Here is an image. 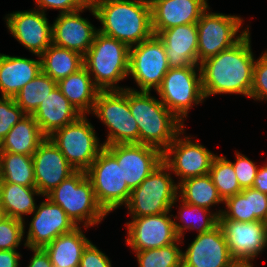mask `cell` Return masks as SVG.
<instances>
[{
  "mask_svg": "<svg viewBox=\"0 0 267 267\" xmlns=\"http://www.w3.org/2000/svg\"><path fill=\"white\" fill-rule=\"evenodd\" d=\"M32 116L39 125L42 134L49 137L56 130L76 121L81 114L56 87L41 102Z\"/></svg>",
  "mask_w": 267,
  "mask_h": 267,
  "instance_id": "cell-25",
  "label": "cell"
},
{
  "mask_svg": "<svg viewBox=\"0 0 267 267\" xmlns=\"http://www.w3.org/2000/svg\"><path fill=\"white\" fill-rule=\"evenodd\" d=\"M209 0H164L151 8L153 35L174 26L196 24Z\"/></svg>",
  "mask_w": 267,
  "mask_h": 267,
  "instance_id": "cell-23",
  "label": "cell"
},
{
  "mask_svg": "<svg viewBox=\"0 0 267 267\" xmlns=\"http://www.w3.org/2000/svg\"><path fill=\"white\" fill-rule=\"evenodd\" d=\"M46 137L32 115L22 118L0 143V151L32 156Z\"/></svg>",
  "mask_w": 267,
  "mask_h": 267,
  "instance_id": "cell-31",
  "label": "cell"
},
{
  "mask_svg": "<svg viewBox=\"0 0 267 267\" xmlns=\"http://www.w3.org/2000/svg\"><path fill=\"white\" fill-rule=\"evenodd\" d=\"M4 217V213L2 212V210L0 209V220Z\"/></svg>",
  "mask_w": 267,
  "mask_h": 267,
  "instance_id": "cell-51",
  "label": "cell"
},
{
  "mask_svg": "<svg viewBox=\"0 0 267 267\" xmlns=\"http://www.w3.org/2000/svg\"><path fill=\"white\" fill-rule=\"evenodd\" d=\"M209 175L223 201L243 190L238 183L236 173L227 155L221 153L214 157Z\"/></svg>",
  "mask_w": 267,
  "mask_h": 267,
  "instance_id": "cell-36",
  "label": "cell"
},
{
  "mask_svg": "<svg viewBox=\"0 0 267 267\" xmlns=\"http://www.w3.org/2000/svg\"><path fill=\"white\" fill-rule=\"evenodd\" d=\"M264 224H265V226L267 227V215H266V218H265V220H264Z\"/></svg>",
  "mask_w": 267,
  "mask_h": 267,
  "instance_id": "cell-52",
  "label": "cell"
},
{
  "mask_svg": "<svg viewBox=\"0 0 267 267\" xmlns=\"http://www.w3.org/2000/svg\"><path fill=\"white\" fill-rule=\"evenodd\" d=\"M212 11L210 5L196 23L198 65L221 51L233 47L251 30L252 21L250 20L254 19L251 16L247 21L240 14Z\"/></svg>",
  "mask_w": 267,
  "mask_h": 267,
  "instance_id": "cell-6",
  "label": "cell"
},
{
  "mask_svg": "<svg viewBox=\"0 0 267 267\" xmlns=\"http://www.w3.org/2000/svg\"><path fill=\"white\" fill-rule=\"evenodd\" d=\"M23 222L25 244L29 248H43L77 227L66 212L46 196Z\"/></svg>",
  "mask_w": 267,
  "mask_h": 267,
  "instance_id": "cell-16",
  "label": "cell"
},
{
  "mask_svg": "<svg viewBox=\"0 0 267 267\" xmlns=\"http://www.w3.org/2000/svg\"><path fill=\"white\" fill-rule=\"evenodd\" d=\"M86 12L89 13V16H93V19H97L91 2L82 9L57 14L52 21V44L78 52L84 56L98 32V27L93 24L95 21H91L92 19H89V17L87 18L85 16Z\"/></svg>",
  "mask_w": 267,
  "mask_h": 267,
  "instance_id": "cell-17",
  "label": "cell"
},
{
  "mask_svg": "<svg viewBox=\"0 0 267 267\" xmlns=\"http://www.w3.org/2000/svg\"><path fill=\"white\" fill-rule=\"evenodd\" d=\"M31 56L0 52V97H14L42 71L40 56Z\"/></svg>",
  "mask_w": 267,
  "mask_h": 267,
  "instance_id": "cell-24",
  "label": "cell"
},
{
  "mask_svg": "<svg viewBox=\"0 0 267 267\" xmlns=\"http://www.w3.org/2000/svg\"><path fill=\"white\" fill-rule=\"evenodd\" d=\"M41 69L53 80L68 77L84 66L83 56L78 52L51 44L41 55Z\"/></svg>",
  "mask_w": 267,
  "mask_h": 267,
  "instance_id": "cell-32",
  "label": "cell"
},
{
  "mask_svg": "<svg viewBox=\"0 0 267 267\" xmlns=\"http://www.w3.org/2000/svg\"><path fill=\"white\" fill-rule=\"evenodd\" d=\"M98 31L132 47L153 35L151 8L144 0H91Z\"/></svg>",
  "mask_w": 267,
  "mask_h": 267,
  "instance_id": "cell-2",
  "label": "cell"
},
{
  "mask_svg": "<svg viewBox=\"0 0 267 267\" xmlns=\"http://www.w3.org/2000/svg\"><path fill=\"white\" fill-rule=\"evenodd\" d=\"M261 164H259V169L252 188L267 194V160L265 161L264 159L263 163Z\"/></svg>",
  "mask_w": 267,
  "mask_h": 267,
  "instance_id": "cell-47",
  "label": "cell"
},
{
  "mask_svg": "<svg viewBox=\"0 0 267 267\" xmlns=\"http://www.w3.org/2000/svg\"><path fill=\"white\" fill-rule=\"evenodd\" d=\"M124 243L130 252L160 248L175 243L176 234L171 211L142 216L129 217L124 223Z\"/></svg>",
  "mask_w": 267,
  "mask_h": 267,
  "instance_id": "cell-15",
  "label": "cell"
},
{
  "mask_svg": "<svg viewBox=\"0 0 267 267\" xmlns=\"http://www.w3.org/2000/svg\"><path fill=\"white\" fill-rule=\"evenodd\" d=\"M121 166L123 180L132 191L162 162L163 152L156 147L131 143L104 146Z\"/></svg>",
  "mask_w": 267,
  "mask_h": 267,
  "instance_id": "cell-18",
  "label": "cell"
},
{
  "mask_svg": "<svg viewBox=\"0 0 267 267\" xmlns=\"http://www.w3.org/2000/svg\"><path fill=\"white\" fill-rule=\"evenodd\" d=\"M25 250L24 222L3 217L0 220V250Z\"/></svg>",
  "mask_w": 267,
  "mask_h": 267,
  "instance_id": "cell-38",
  "label": "cell"
},
{
  "mask_svg": "<svg viewBox=\"0 0 267 267\" xmlns=\"http://www.w3.org/2000/svg\"><path fill=\"white\" fill-rule=\"evenodd\" d=\"M170 211L179 238H186L188 232H195V236L200 235L213 230L219 225V216L214 211L185 203L178 197Z\"/></svg>",
  "mask_w": 267,
  "mask_h": 267,
  "instance_id": "cell-26",
  "label": "cell"
},
{
  "mask_svg": "<svg viewBox=\"0 0 267 267\" xmlns=\"http://www.w3.org/2000/svg\"><path fill=\"white\" fill-rule=\"evenodd\" d=\"M219 226L233 259L257 261L267 254V227L263 221L219 220Z\"/></svg>",
  "mask_w": 267,
  "mask_h": 267,
  "instance_id": "cell-20",
  "label": "cell"
},
{
  "mask_svg": "<svg viewBox=\"0 0 267 267\" xmlns=\"http://www.w3.org/2000/svg\"><path fill=\"white\" fill-rule=\"evenodd\" d=\"M250 100L267 103V57L263 53H259L254 63Z\"/></svg>",
  "mask_w": 267,
  "mask_h": 267,
  "instance_id": "cell-41",
  "label": "cell"
},
{
  "mask_svg": "<svg viewBox=\"0 0 267 267\" xmlns=\"http://www.w3.org/2000/svg\"><path fill=\"white\" fill-rule=\"evenodd\" d=\"M265 47H267V46H265ZM265 50L264 51H262L261 53H263L266 57H267V48H264Z\"/></svg>",
  "mask_w": 267,
  "mask_h": 267,
  "instance_id": "cell-50",
  "label": "cell"
},
{
  "mask_svg": "<svg viewBox=\"0 0 267 267\" xmlns=\"http://www.w3.org/2000/svg\"><path fill=\"white\" fill-rule=\"evenodd\" d=\"M32 159L35 187L43 196L76 172L49 137L39 144Z\"/></svg>",
  "mask_w": 267,
  "mask_h": 267,
  "instance_id": "cell-21",
  "label": "cell"
},
{
  "mask_svg": "<svg viewBox=\"0 0 267 267\" xmlns=\"http://www.w3.org/2000/svg\"><path fill=\"white\" fill-rule=\"evenodd\" d=\"M46 197L59 205L76 226L99 228L109 216L98 203L86 171H76Z\"/></svg>",
  "mask_w": 267,
  "mask_h": 267,
  "instance_id": "cell-5",
  "label": "cell"
},
{
  "mask_svg": "<svg viewBox=\"0 0 267 267\" xmlns=\"http://www.w3.org/2000/svg\"><path fill=\"white\" fill-rule=\"evenodd\" d=\"M227 267H258L255 260L234 259Z\"/></svg>",
  "mask_w": 267,
  "mask_h": 267,
  "instance_id": "cell-48",
  "label": "cell"
},
{
  "mask_svg": "<svg viewBox=\"0 0 267 267\" xmlns=\"http://www.w3.org/2000/svg\"><path fill=\"white\" fill-rule=\"evenodd\" d=\"M0 182L35 187L32 156L0 151Z\"/></svg>",
  "mask_w": 267,
  "mask_h": 267,
  "instance_id": "cell-33",
  "label": "cell"
},
{
  "mask_svg": "<svg viewBox=\"0 0 267 267\" xmlns=\"http://www.w3.org/2000/svg\"><path fill=\"white\" fill-rule=\"evenodd\" d=\"M250 30L233 47L199 64L205 100L214 96H237L250 100L256 55ZM254 51V52H253Z\"/></svg>",
  "mask_w": 267,
  "mask_h": 267,
  "instance_id": "cell-1",
  "label": "cell"
},
{
  "mask_svg": "<svg viewBox=\"0 0 267 267\" xmlns=\"http://www.w3.org/2000/svg\"><path fill=\"white\" fill-rule=\"evenodd\" d=\"M27 251L30 252V254L32 253V255H30L28 258V262L26 263L27 265L25 266L23 263V258H22V262H21V266L20 267H53L49 256L47 254V252L43 249V248H29L26 247L25 248ZM23 264V265H22Z\"/></svg>",
  "mask_w": 267,
  "mask_h": 267,
  "instance_id": "cell-45",
  "label": "cell"
},
{
  "mask_svg": "<svg viewBox=\"0 0 267 267\" xmlns=\"http://www.w3.org/2000/svg\"><path fill=\"white\" fill-rule=\"evenodd\" d=\"M57 87L81 115L92 113L100 90L84 66L68 77L59 80Z\"/></svg>",
  "mask_w": 267,
  "mask_h": 267,
  "instance_id": "cell-29",
  "label": "cell"
},
{
  "mask_svg": "<svg viewBox=\"0 0 267 267\" xmlns=\"http://www.w3.org/2000/svg\"><path fill=\"white\" fill-rule=\"evenodd\" d=\"M42 197L36 187L0 182V209L5 217L24 221L34 212Z\"/></svg>",
  "mask_w": 267,
  "mask_h": 267,
  "instance_id": "cell-28",
  "label": "cell"
},
{
  "mask_svg": "<svg viewBox=\"0 0 267 267\" xmlns=\"http://www.w3.org/2000/svg\"><path fill=\"white\" fill-rule=\"evenodd\" d=\"M22 258L21 250H0V267H20Z\"/></svg>",
  "mask_w": 267,
  "mask_h": 267,
  "instance_id": "cell-46",
  "label": "cell"
},
{
  "mask_svg": "<svg viewBox=\"0 0 267 267\" xmlns=\"http://www.w3.org/2000/svg\"><path fill=\"white\" fill-rule=\"evenodd\" d=\"M146 2V4L152 8L155 4L162 2L164 0H144Z\"/></svg>",
  "mask_w": 267,
  "mask_h": 267,
  "instance_id": "cell-49",
  "label": "cell"
},
{
  "mask_svg": "<svg viewBox=\"0 0 267 267\" xmlns=\"http://www.w3.org/2000/svg\"><path fill=\"white\" fill-rule=\"evenodd\" d=\"M27 114L14 97H0V143L8 132Z\"/></svg>",
  "mask_w": 267,
  "mask_h": 267,
  "instance_id": "cell-40",
  "label": "cell"
},
{
  "mask_svg": "<svg viewBox=\"0 0 267 267\" xmlns=\"http://www.w3.org/2000/svg\"><path fill=\"white\" fill-rule=\"evenodd\" d=\"M251 214H254V221H263L267 215V194L255 188H250Z\"/></svg>",
  "mask_w": 267,
  "mask_h": 267,
  "instance_id": "cell-44",
  "label": "cell"
},
{
  "mask_svg": "<svg viewBox=\"0 0 267 267\" xmlns=\"http://www.w3.org/2000/svg\"><path fill=\"white\" fill-rule=\"evenodd\" d=\"M129 59V46L98 31L83 63L100 91H122L128 86L122 82L128 81Z\"/></svg>",
  "mask_w": 267,
  "mask_h": 267,
  "instance_id": "cell-4",
  "label": "cell"
},
{
  "mask_svg": "<svg viewBox=\"0 0 267 267\" xmlns=\"http://www.w3.org/2000/svg\"><path fill=\"white\" fill-rule=\"evenodd\" d=\"M129 108L139 128V144L156 147L162 152L186 127L154 92L129 89Z\"/></svg>",
  "mask_w": 267,
  "mask_h": 267,
  "instance_id": "cell-3",
  "label": "cell"
},
{
  "mask_svg": "<svg viewBox=\"0 0 267 267\" xmlns=\"http://www.w3.org/2000/svg\"><path fill=\"white\" fill-rule=\"evenodd\" d=\"M41 10H13L3 15L7 33L31 55L40 56L52 44V21ZM51 21V22H50Z\"/></svg>",
  "mask_w": 267,
  "mask_h": 267,
  "instance_id": "cell-14",
  "label": "cell"
},
{
  "mask_svg": "<svg viewBox=\"0 0 267 267\" xmlns=\"http://www.w3.org/2000/svg\"><path fill=\"white\" fill-rule=\"evenodd\" d=\"M219 220L254 221V214H251L250 206V188H245L240 193L224 200Z\"/></svg>",
  "mask_w": 267,
  "mask_h": 267,
  "instance_id": "cell-37",
  "label": "cell"
},
{
  "mask_svg": "<svg viewBox=\"0 0 267 267\" xmlns=\"http://www.w3.org/2000/svg\"><path fill=\"white\" fill-rule=\"evenodd\" d=\"M180 238L168 246L130 252L138 267H182V248Z\"/></svg>",
  "mask_w": 267,
  "mask_h": 267,
  "instance_id": "cell-35",
  "label": "cell"
},
{
  "mask_svg": "<svg viewBox=\"0 0 267 267\" xmlns=\"http://www.w3.org/2000/svg\"><path fill=\"white\" fill-rule=\"evenodd\" d=\"M91 228L77 226L72 231L59 235L43 247L53 267H79L82 252L91 239L86 236Z\"/></svg>",
  "mask_w": 267,
  "mask_h": 267,
  "instance_id": "cell-27",
  "label": "cell"
},
{
  "mask_svg": "<svg viewBox=\"0 0 267 267\" xmlns=\"http://www.w3.org/2000/svg\"><path fill=\"white\" fill-rule=\"evenodd\" d=\"M178 197V183L169 167L162 162L139 186L123 208L129 217H142L168 212Z\"/></svg>",
  "mask_w": 267,
  "mask_h": 267,
  "instance_id": "cell-9",
  "label": "cell"
},
{
  "mask_svg": "<svg viewBox=\"0 0 267 267\" xmlns=\"http://www.w3.org/2000/svg\"><path fill=\"white\" fill-rule=\"evenodd\" d=\"M188 129L185 127L163 151V162L178 184L189 178L209 174L212 161L218 154L208 149L202 141L199 142L198 135L188 133Z\"/></svg>",
  "mask_w": 267,
  "mask_h": 267,
  "instance_id": "cell-11",
  "label": "cell"
},
{
  "mask_svg": "<svg viewBox=\"0 0 267 267\" xmlns=\"http://www.w3.org/2000/svg\"><path fill=\"white\" fill-rule=\"evenodd\" d=\"M105 128L104 146L139 143V128L129 108V89L100 91L92 113Z\"/></svg>",
  "mask_w": 267,
  "mask_h": 267,
  "instance_id": "cell-7",
  "label": "cell"
},
{
  "mask_svg": "<svg viewBox=\"0 0 267 267\" xmlns=\"http://www.w3.org/2000/svg\"><path fill=\"white\" fill-rule=\"evenodd\" d=\"M157 36L164 44L170 68L198 65V30L196 24L174 26Z\"/></svg>",
  "mask_w": 267,
  "mask_h": 267,
  "instance_id": "cell-22",
  "label": "cell"
},
{
  "mask_svg": "<svg viewBox=\"0 0 267 267\" xmlns=\"http://www.w3.org/2000/svg\"><path fill=\"white\" fill-rule=\"evenodd\" d=\"M192 237L190 242L188 238H180L185 248L182 249V267H227L234 260L219 225Z\"/></svg>",
  "mask_w": 267,
  "mask_h": 267,
  "instance_id": "cell-19",
  "label": "cell"
},
{
  "mask_svg": "<svg viewBox=\"0 0 267 267\" xmlns=\"http://www.w3.org/2000/svg\"><path fill=\"white\" fill-rule=\"evenodd\" d=\"M233 154L234 160L228 159L234 168L238 183L242 189L251 188L253 186L259 165L253 158L251 159L243 151L236 150Z\"/></svg>",
  "mask_w": 267,
  "mask_h": 267,
  "instance_id": "cell-39",
  "label": "cell"
},
{
  "mask_svg": "<svg viewBox=\"0 0 267 267\" xmlns=\"http://www.w3.org/2000/svg\"><path fill=\"white\" fill-rule=\"evenodd\" d=\"M33 8L48 13L57 11V14L73 12L86 7L91 0H33Z\"/></svg>",
  "mask_w": 267,
  "mask_h": 267,
  "instance_id": "cell-42",
  "label": "cell"
},
{
  "mask_svg": "<svg viewBox=\"0 0 267 267\" xmlns=\"http://www.w3.org/2000/svg\"><path fill=\"white\" fill-rule=\"evenodd\" d=\"M178 198L185 203L214 211L218 216L223 209V200L209 174L186 179L178 184Z\"/></svg>",
  "mask_w": 267,
  "mask_h": 267,
  "instance_id": "cell-30",
  "label": "cell"
},
{
  "mask_svg": "<svg viewBox=\"0 0 267 267\" xmlns=\"http://www.w3.org/2000/svg\"><path fill=\"white\" fill-rule=\"evenodd\" d=\"M86 175L91 181L98 203L108 215L118 213L117 210L126 206L131 190L123 180L121 166L105 147L86 170Z\"/></svg>",
  "mask_w": 267,
  "mask_h": 267,
  "instance_id": "cell-12",
  "label": "cell"
},
{
  "mask_svg": "<svg viewBox=\"0 0 267 267\" xmlns=\"http://www.w3.org/2000/svg\"><path fill=\"white\" fill-rule=\"evenodd\" d=\"M154 93L167 109L187 126L190 110L206 102L200 66L170 68Z\"/></svg>",
  "mask_w": 267,
  "mask_h": 267,
  "instance_id": "cell-8",
  "label": "cell"
},
{
  "mask_svg": "<svg viewBox=\"0 0 267 267\" xmlns=\"http://www.w3.org/2000/svg\"><path fill=\"white\" fill-rule=\"evenodd\" d=\"M91 240L84 248L79 267H115L111 258Z\"/></svg>",
  "mask_w": 267,
  "mask_h": 267,
  "instance_id": "cell-43",
  "label": "cell"
},
{
  "mask_svg": "<svg viewBox=\"0 0 267 267\" xmlns=\"http://www.w3.org/2000/svg\"><path fill=\"white\" fill-rule=\"evenodd\" d=\"M170 69L164 44L157 35L130 47L128 89L155 92ZM132 85V86H131Z\"/></svg>",
  "mask_w": 267,
  "mask_h": 267,
  "instance_id": "cell-13",
  "label": "cell"
},
{
  "mask_svg": "<svg viewBox=\"0 0 267 267\" xmlns=\"http://www.w3.org/2000/svg\"><path fill=\"white\" fill-rule=\"evenodd\" d=\"M56 87L57 82L41 71L14 96V100L27 115H32Z\"/></svg>",
  "mask_w": 267,
  "mask_h": 267,
  "instance_id": "cell-34",
  "label": "cell"
},
{
  "mask_svg": "<svg viewBox=\"0 0 267 267\" xmlns=\"http://www.w3.org/2000/svg\"><path fill=\"white\" fill-rule=\"evenodd\" d=\"M90 115L56 130L49 139L58 147L76 171H86L104 148Z\"/></svg>",
  "mask_w": 267,
  "mask_h": 267,
  "instance_id": "cell-10",
  "label": "cell"
}]
</instances>
